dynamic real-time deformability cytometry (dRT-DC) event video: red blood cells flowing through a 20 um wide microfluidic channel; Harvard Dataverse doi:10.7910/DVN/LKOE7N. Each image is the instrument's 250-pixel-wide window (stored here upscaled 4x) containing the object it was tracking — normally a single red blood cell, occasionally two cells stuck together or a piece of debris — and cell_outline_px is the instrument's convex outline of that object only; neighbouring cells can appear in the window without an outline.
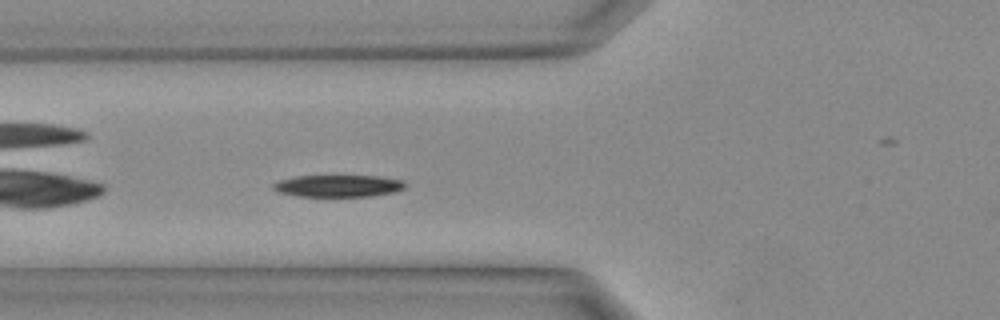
{"species": "Egyptian fruit bat (a non-hibernating species)", "species_latin": "Rousettus aegyptiacus", "temperature_condition": "warm", "stored_images_in_passage": 26, "camera_frame_rate_fps": 3000, "um_per_image_px": 0.085, "animal": {"sex": "female"}, "frame": {"image": 1, "passage_image": 5, "time_ms": 1.333, "image_size_px": [1000, 320], "cell_outline_px": [[404, 188], [392, 192], [368, 196], [300, 196], [280, 192], [272, 188], [272, 184], [280, 180], [296, 176], [380, 176], [400, 180], [404, 184]], "centroid_in_image_um": [28.71, 15.79], "position_along_channel_um": 97.1, "area_um2": 16.53}}
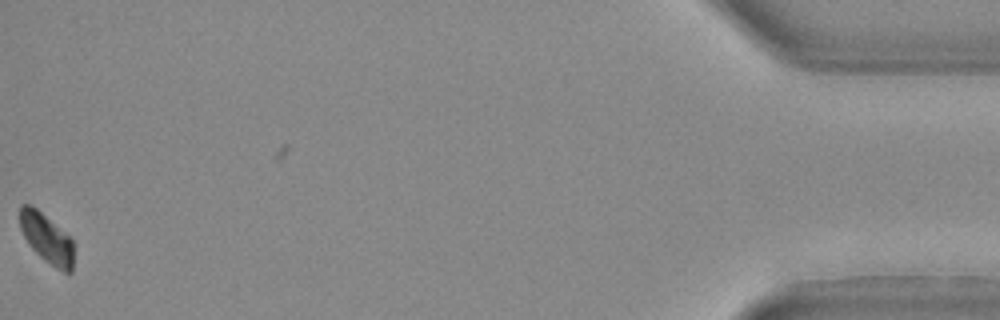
{"frame": {"image": 2, "passage_image": 26, "time_ms": 8.333, "image_size_px": [1000, 320], "cell_outline_px": [[72, 272], [64, 272], [56, 268], [44, 260], [32, 248], [24, 236], [20, 228], [20, 204], [32, 204], [68, 236], [72, 240]], "centroid_in_image_um": [3.93, 20.24], "position_along_channel_um": 431.3, "area_um2": 15.14}}